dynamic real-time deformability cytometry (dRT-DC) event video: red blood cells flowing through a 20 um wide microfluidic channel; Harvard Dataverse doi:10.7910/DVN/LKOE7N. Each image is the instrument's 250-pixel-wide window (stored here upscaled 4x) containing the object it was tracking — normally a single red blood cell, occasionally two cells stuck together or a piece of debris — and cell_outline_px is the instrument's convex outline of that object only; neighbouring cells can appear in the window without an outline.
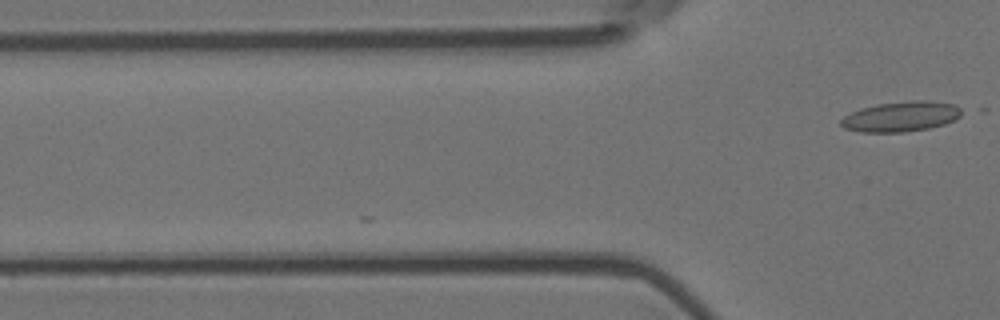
{"species": "Egyptian fruit bat (a non-hibernating species)", "species_latin": "Rousettus aegyptiacus", "temperature_condition": "room temperature", "stored_images_in_passage": 5, "camera_frame_rate_fps": 3000, "um_per_image_px": 0.085, "animal": {"sex": "female"}, "frame": {"image": 1, "passage_image": 5, "time_ms": 1.333, "image_size_px": [1000, 320], "cell_outline_px": [[968, 112], [956, 120], [944, 124], [928, 128], [904, 132], [860, 132], [844, 128], [840, 124], [840, 120], [844, 116], [852, 112], [876, 104], [916, 100], [928, 100], [956, 104], [964, 108]], "centroid_in_image_um": [76.7, 9.9], "position_along_channel_um": 49.1, "area_um2": 21.56}}